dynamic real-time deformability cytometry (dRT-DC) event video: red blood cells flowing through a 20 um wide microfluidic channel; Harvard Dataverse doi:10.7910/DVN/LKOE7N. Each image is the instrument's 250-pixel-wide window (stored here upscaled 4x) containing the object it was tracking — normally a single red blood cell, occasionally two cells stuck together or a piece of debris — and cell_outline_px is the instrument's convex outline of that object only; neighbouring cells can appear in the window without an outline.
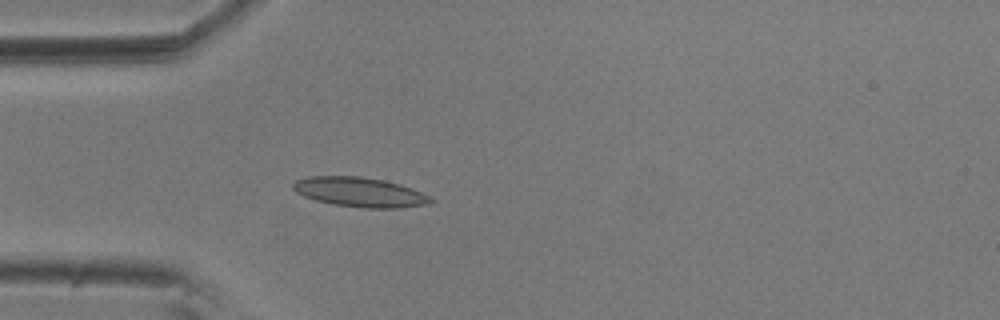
{"species": "common noctule bat (a hibernating species)", "species_latin": "Nyctalus noctula", "temperature_condition": "room temperature", "stored_images_in_passage": 41, "camera_frame_rate_fps": 3000, "um_per_image_px": 0.085, "animal": {"sex": "male", "body_mass_g": 20.5, "forearm_length_mm": 52.5}, "frame": {"image": 1, "passage_image": 1, "time_ms": 0.0, "image_size_px": [1000, 320], "cell_outline_px": [[436, 200], [432, 204], [400, 208], [364, 208], [336, 204], [316, 200], [304, 196], [296, 192], [292, 188], [292, 184], [296, 180], [308, 176], [360, 176], [384, 180], [400, 184], [412, 188]], "centroid_in_image_um": [30.62, 16.33], "position_along_channel_um": 54.4, "area_um2": 23.81}}
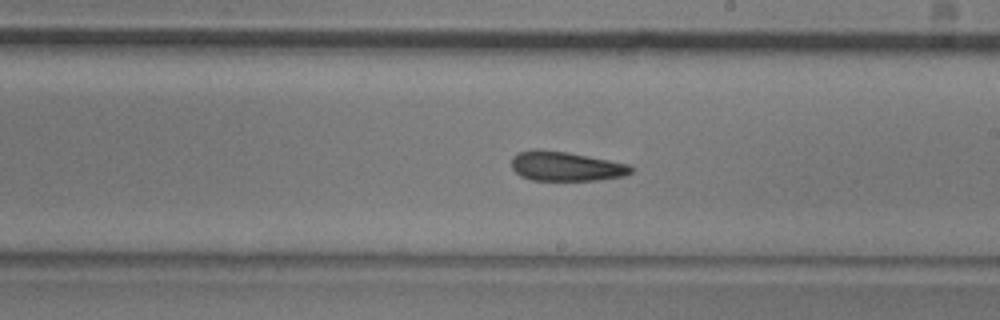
{"frame": {"image": 2, "passage_image": 17, "time_ms": 5.333, "image_size_px": [1000, 320], "cell_outline_px": [[632, 172], [624, 176], [600, 180], [532, 180], [520, 176], [512, 168], [512, 156], [516, 152], [532, 148], [540, 148], [568, 152], [628, 164], [632, 168]], "centroid_in_image_um": [48.04, 14.12], "position_along_channel_um": 241.0, "area_um2": 20.75}}
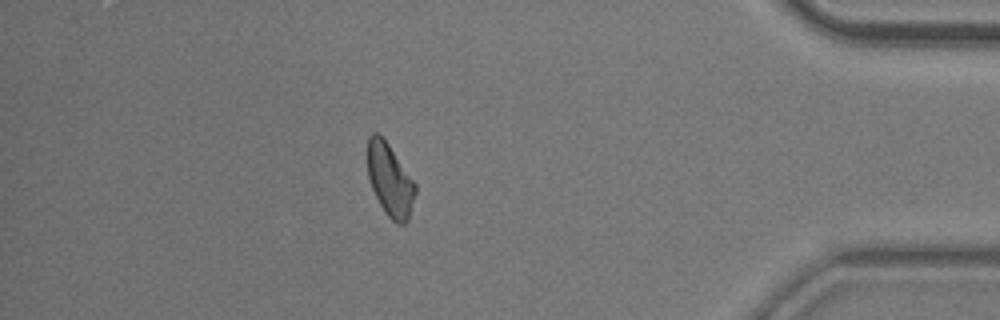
{"frame": {"image": 3, "passage_image": 34, "time_ms": 11.0, "image_size_px": [1000, 320], "cell_outline_px": [[416, 192], [408, 220], [404, 224], [396, 224], [384, 212], [372, 188], [368, 176], [368, 136], [372, 132], [376, 132], [388, 144], [416, 184]], "centroid_in_image_um": [33.15, 15.32], "position_along_channel_um": 402.1, "area_um2": 19.94}, "authors_computed_cell_mechanics": {"area_um2": 20.8658, "velocity_mm_per_s": 3.5928, "shape_relaxation_time_tau1_ms": 7.0859, "shape_relaxation_time_tau2_ms": 3.7698, "deformation_change_tau1": 0.1627, "deformation_change_tau2": 0.1221}}